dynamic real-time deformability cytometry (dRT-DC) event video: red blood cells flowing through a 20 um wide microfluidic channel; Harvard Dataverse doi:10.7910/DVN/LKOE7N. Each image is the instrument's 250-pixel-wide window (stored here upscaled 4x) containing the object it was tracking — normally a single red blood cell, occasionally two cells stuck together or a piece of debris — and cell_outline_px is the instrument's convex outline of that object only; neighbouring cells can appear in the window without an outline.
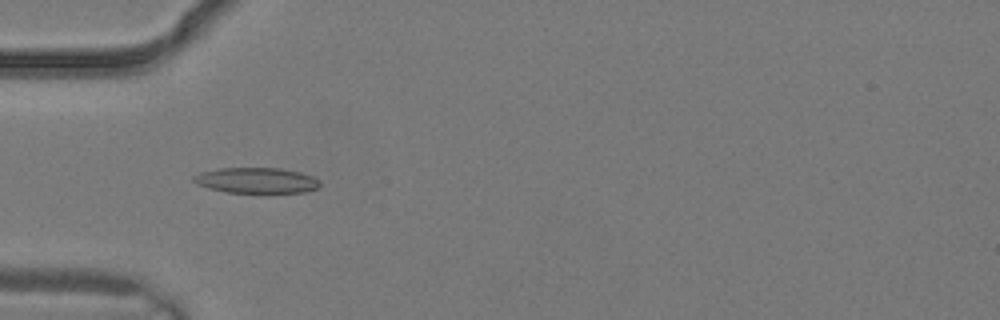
{"species": "common noctule bat (a hibernating species)", "species_latin": "Nyctalus noctula", "temperature_condition": "warm", "stored_images_in_passage": 3, "camera_frame_rate_fps": 3000, "um_per_image_px": 0.085, "animal": {"sex": "male", "body_mass_g": 19.2, "forearm_length_mm": 51.8}, "frame": {"image": 1, "passage_image": 3, "time_ms": 0.667, "image_size_px": [1000, 320], "cell_outline_px": [[320, 184], [316, 188], [304, 192], [224, 192], [208, 188], [196, 184], [192, 180], [192, 176], [200, 172], [220, 168], [280, 168], [300, 172], [312, 176], [320, 180]], "centroid_in_image_um": [21.76, 15.32], "position_along_channel_um": 63.2, "area_um2": 18.79}}